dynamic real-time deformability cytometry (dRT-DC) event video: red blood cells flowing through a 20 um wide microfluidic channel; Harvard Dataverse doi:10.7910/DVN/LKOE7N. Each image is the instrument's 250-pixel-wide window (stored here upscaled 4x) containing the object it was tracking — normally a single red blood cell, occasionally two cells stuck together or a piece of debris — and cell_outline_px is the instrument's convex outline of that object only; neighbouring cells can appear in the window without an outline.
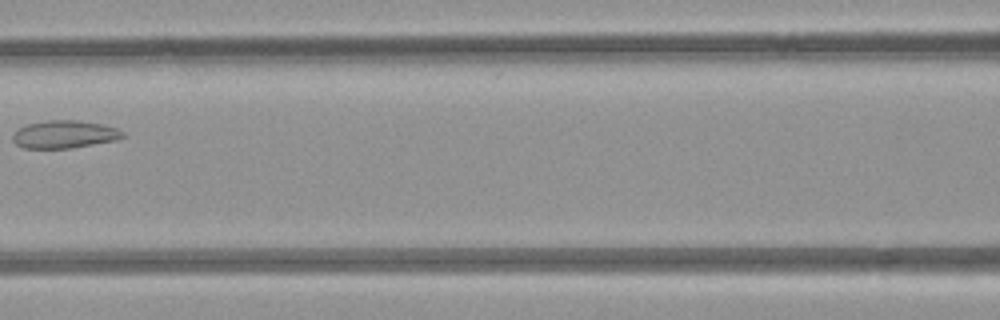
{"species": "common noctule bat (a hibernating species)", "species_latin": "Nyctalus noctula", "temperature_condition": "room temperature", "stored_images_in_passage": 4, "camera_frame_rate_fps": 3000, "um_per_image_px": 0.085, "animal": {"sex": "female", "body_mass_g": 21.9}, "frame": {"image": 1, "passage_image": 4, "time_ms": 3.333, "image_size_px": [1000, 320], "cell_outline_px": [[124, 136], [116, 140], [68, 148], [24, 148], [16, 144], [12, 140], [12, 136], [20, 128], [28, 124], [48, 120], [80, 120], [104, 124], [116, 128], [124, 132]], "centroid_in_image_um": [5.49, 11.41], "position_along_channel_um": 161.1, "area_um2": 17.63}}